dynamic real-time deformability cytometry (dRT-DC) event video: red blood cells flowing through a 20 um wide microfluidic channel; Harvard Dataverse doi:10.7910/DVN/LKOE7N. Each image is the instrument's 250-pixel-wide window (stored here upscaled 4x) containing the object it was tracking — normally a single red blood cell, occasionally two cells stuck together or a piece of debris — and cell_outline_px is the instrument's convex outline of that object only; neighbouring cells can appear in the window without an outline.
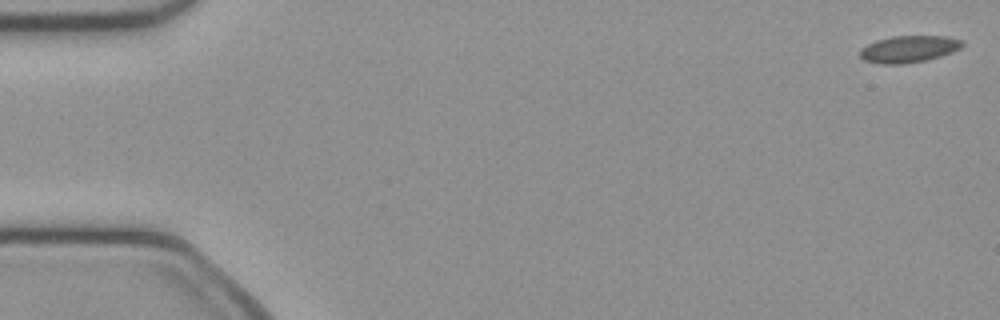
{"species": "common noctule bat (a hibernating species)", "species_latin": "Nyctalus noctula", "temperature_condition": "cold", "stored_images_in_passage": 50, "camera_frame_rate_fps": 3000, "um_per_image_px": 0.085, "animal": {"sex": "female", "body_mass_g": 21.9}, "frame": {"image": 1, "passage_image": 1, "time_ms": 0.0, "image_size_px": [1000, 320], "cell_outline_px": [[964, 44], [960, 48], [952, 52], [940, 56], [924, 60], [900, 64], [880, 64], [864, 60], [860, 56], [860, 48], [876, 40], [892, 36], [948, 36], [964, 40]], "centroid_in_image_um": [77.25, 4.15], "position_along_channel_um": 7.7, "area_um2": 16.01}}
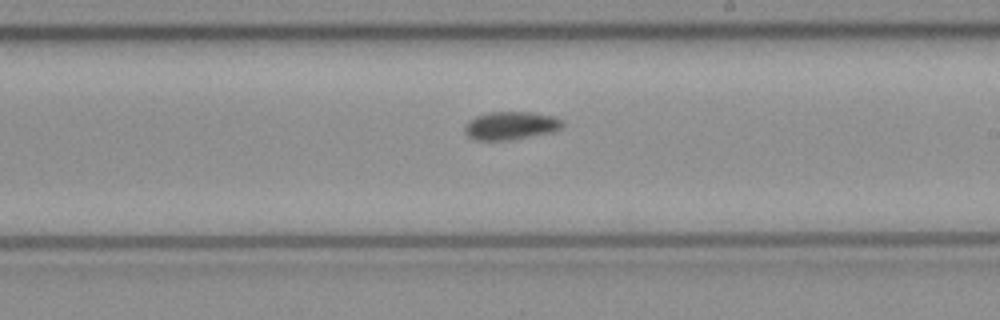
{"frame": {"image": 2, "passage_image": 29, "time_ms": 9.333, "image_size_px": [1000, 320], "cell_outline_px": [[564, 124], [560, 128], [552, 132], [512, 140], [476, 140], [468, 136], [464, 132], [464, 124], [468, 120], [476, 116], [492, 112], [528, 112], [552, 116], [564, 120]], "centroid_in_image_um": [43.39, 10.68], "position_along_channel_um": 245.6, "area_um2": 16.07}}
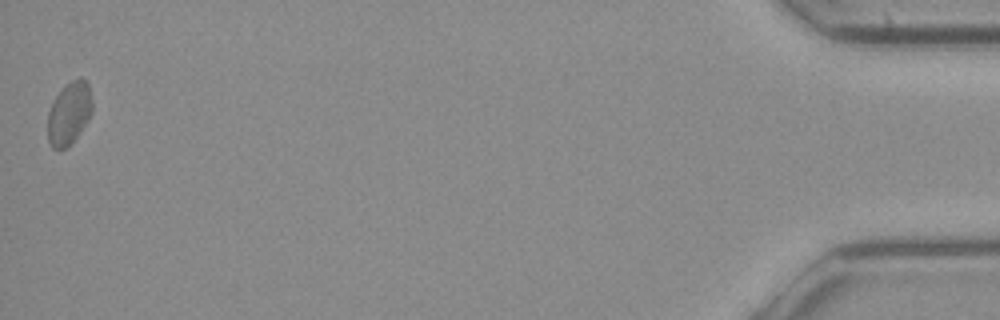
{"frame": {"image": 3, "passage_image": 50, "time_ms": 16.333, "image_size_px": [1000, 320], "cell_outline_px": [[92, 112], [88, 120], [80, 132], [64, 148], [52, 148], [48, 140], [48, 112], [56, 96], [72, 80], [80, 76], [88, 80], [92, 100]], "centroid_in_image_um": [5.9, 9.59], "position_along_channel_um": 429.3, "area_um2": 16.01}, "authors_computed_cell_mechanics": {"area_um2": 16.0395, "velocity_mm_per_s": 4.0633, "shape_relaxation_time_tau1_ms": null, "shape_relaxation_time_tau2_ms": 10.8166, "deformation_change_tau1": null, "deformation_change_tau2": 0.1065}}